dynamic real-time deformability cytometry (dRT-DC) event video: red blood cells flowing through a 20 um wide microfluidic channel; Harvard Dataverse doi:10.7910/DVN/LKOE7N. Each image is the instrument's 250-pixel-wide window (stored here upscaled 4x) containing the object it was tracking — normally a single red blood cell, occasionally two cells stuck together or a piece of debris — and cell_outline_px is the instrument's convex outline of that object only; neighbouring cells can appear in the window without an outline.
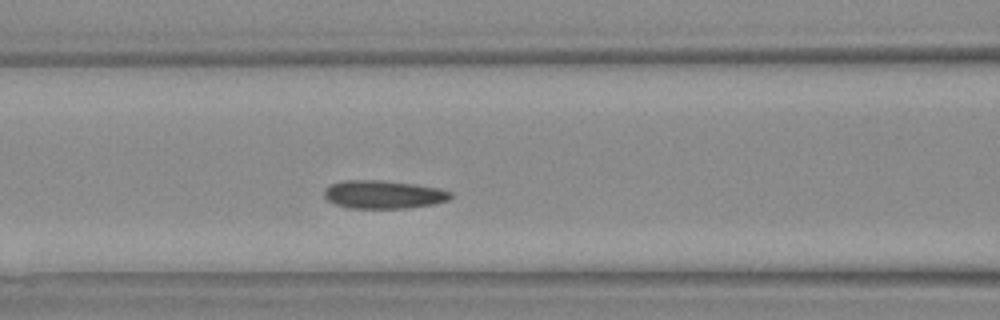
{"species": "Egyptian fruit bat (a non-hibernating species)", "species_latin": "Rousettus aegyptiacus", "temperature_condition": "warm", "stored_images_in_passage": 30, "camera_frame_rate_fps": 3000, "um_per_image_px": 0.085, "animal": {"sex": "female"}, "frame": {"image": 1, "passage_image": 9, "time_ms": 2.667, "image_size_px": [1000, 320], "cell_outline_px": [[452, 196], [448, 200], [432, 204], [408, 208], [348, 208], [332, 204], [324, 196], [324, 188], [332, 184], [344, 180], [380, 180], [412, 184], [436, 188], [452, 192]], "centroid_in_image_um": [32.54, 16.54], "position_along_channel_um": 134.1, "area_um2": 20.69}}